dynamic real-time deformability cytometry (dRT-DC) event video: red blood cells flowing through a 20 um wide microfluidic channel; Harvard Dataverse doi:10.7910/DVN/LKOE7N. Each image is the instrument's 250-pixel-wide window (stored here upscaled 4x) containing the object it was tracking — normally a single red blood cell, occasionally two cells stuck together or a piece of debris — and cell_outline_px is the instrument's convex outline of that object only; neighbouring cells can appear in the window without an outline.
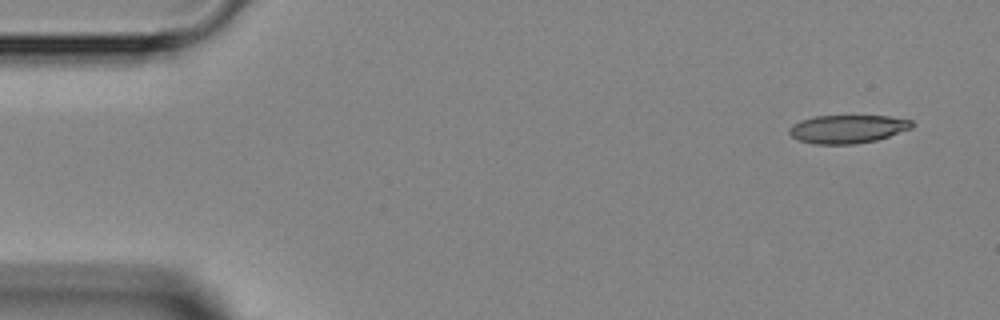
{"species": "Egyptian fruit bat (a non-hibernating species)", "species_latin": "Rousettus aegyptiacus", "temperature_condition": "room temperature", "stored_images_in_passage": 6, "camera_frame_rate_fps": 3000, "um_per_image_px": 0.085, "animal": {"sex": "female"}, "frame": {"image": 1, "passage_image": 1, "time_ms": 0.0, "image_size_px": [1000, 320], "cell_outline_px": [[912, 128], [876, 140], [852, 144], [816, 144], [796, 140], [788, 132], [788, 128], [792, 124], [800, 120], [816, 116], [888, 116], [912, 120]], "centroid_in_image_um": [71.99, 10.96], "position_along_channel_um": 13.0, "area_um2": 20.17}}
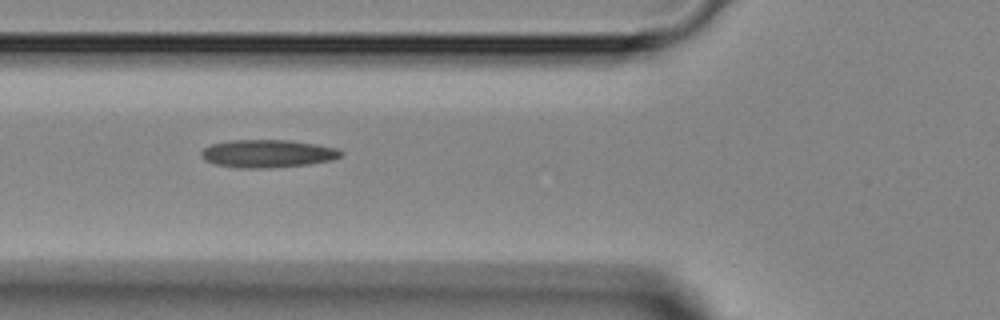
{"frame": {"image": 2, "passage_image": 4, "time_ms": 4.667, "image_size_px": [1000, 320], "cell_outline_px": [[344, 152], [340, 156], [332, 160], [308, 164], [272, 168], [240, 168], [212, 164], [204, 160], [200, 156], [200, 152], [204, 148], [212, 144], [232, 140], [292, 140], [316, 144], [336, 148]], "centroid_in_image_um": [22.72, 13.06], "position_along_channel_um": 103.1, "area_um2": 22.83}}
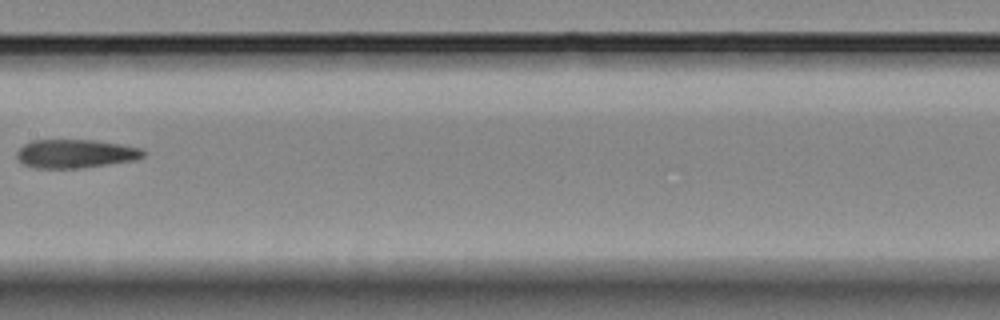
{"frame": {"image": 3, "passage_image": 6, "time_ms": 7.0, "image_size_px": [1000, 320], "cell_outline_px": [[144, 156], [136, 160], [84, 168], [36, 168], [24, 164], [16, 156], [16, 152], [24, 144], [32, 140], [92, 140], [120, 144], [144, 148]], "centroid_in_image_um": [6.44, 13.06], "position_along_channel_um": 201.0, "area_um2": 21.15}}